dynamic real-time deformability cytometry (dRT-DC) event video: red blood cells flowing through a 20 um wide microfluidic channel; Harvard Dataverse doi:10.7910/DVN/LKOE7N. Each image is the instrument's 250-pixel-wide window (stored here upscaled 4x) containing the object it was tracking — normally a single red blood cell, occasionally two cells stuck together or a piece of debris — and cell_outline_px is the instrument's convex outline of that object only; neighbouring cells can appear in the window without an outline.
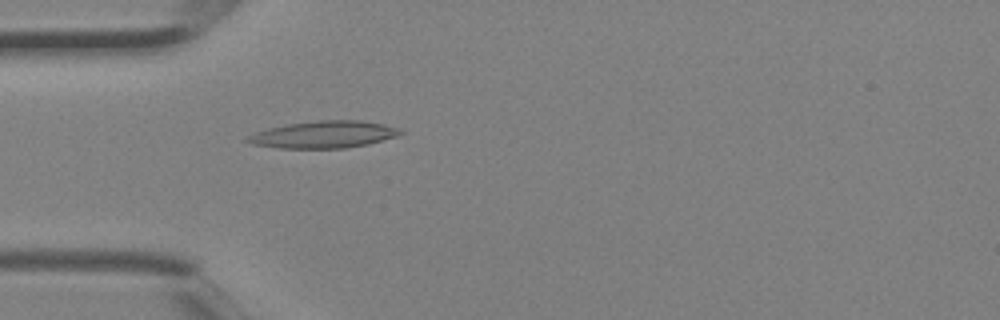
{"species": "Egyptian fruit bat (a non-hibernating species)", "species_latin": "Rousettus aegyptiacus", "temperature_condition": "room temperature", "stored_images_in_passage": 3, "camera_frame_rate_fps": 3000, "um_per_image_px": 0.085, "animal": {"sex": "female"}, "frame": {"image": 1, "passage_image": 3, "time_ms": 0.667, "image_size_px": [1000, 320], "cell_outline_px": [[404, 132], [396, 136], [368, 144], [344, 148], [280, 148], [252, 144], [244, 140], [248, 136], [256, 132], [268, 128], [288, 124], [320, 120], [360, 120], [384, 124], [400, 128]], "centroid_in_image_um": [27.53, 11.43], "position_along_channel_um": 57.5, "area_um2": 23.99}}